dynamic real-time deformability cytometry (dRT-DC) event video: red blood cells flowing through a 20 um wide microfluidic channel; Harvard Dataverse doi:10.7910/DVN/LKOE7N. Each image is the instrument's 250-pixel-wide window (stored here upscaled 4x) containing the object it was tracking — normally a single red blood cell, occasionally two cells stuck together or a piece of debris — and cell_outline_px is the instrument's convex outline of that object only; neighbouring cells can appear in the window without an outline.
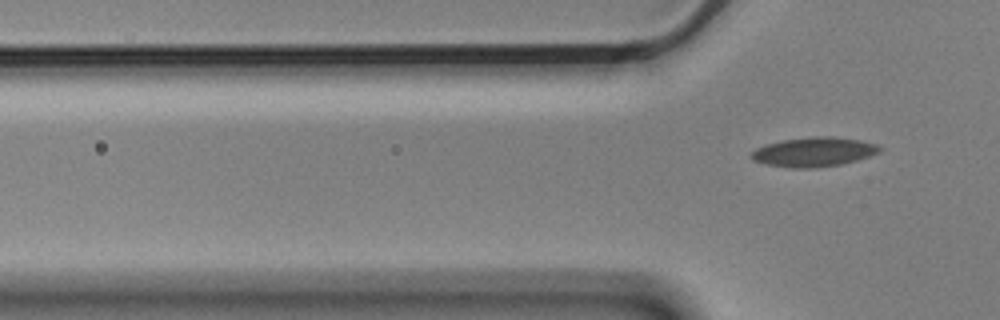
{"species": "Egyptian fruit bat (a non-hibernating species)", "species_latin": "Rousettus aegyptiacus", "temperature_condition": "cold", "stored_images_in_passage": 6, "camera_frame_rate_fps": 3000, "um_per_image_px": 0.085, "animal": {"sex": "male"}, "frame": {"image": 1, "passage_image": 6, "time_ms": 1.667, "image_size_px": [1000, 320], "cell_outline_px": [[884, 148], [880, 152], [856, 160], [840, 164], [816, 168], [792, 168], [768, 164], [752, 160], [748, 156], [756, 148], [768, 144], [784, 140], [812, 136], [832, 136], [860, 140], [876, 144]], "centroid_in_image_um": [69.19, 12.91], "position_along_channel_um": 56.6, "area_um2": 21.91}}